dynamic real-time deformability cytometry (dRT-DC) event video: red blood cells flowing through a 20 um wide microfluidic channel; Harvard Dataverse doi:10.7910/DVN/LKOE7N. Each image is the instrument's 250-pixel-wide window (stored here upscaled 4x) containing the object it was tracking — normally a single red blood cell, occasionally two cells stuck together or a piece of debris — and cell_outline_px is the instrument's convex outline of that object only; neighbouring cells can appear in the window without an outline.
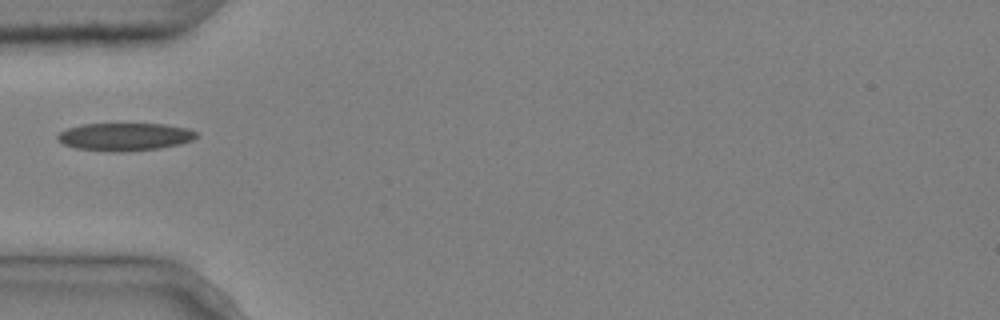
{"species": "common noctule bat (a hibernating species)", "species_latin": "Nyctalus noctula", "temperature_condition": "cold", "stored_images_in_passage": 1, "camera_frame_rate_fps": 3000, "um_per_image_px": 0.085, "animal": {"sex": "male", "body_mass_g": 20.4}, "frame": {"image": 1, "passage_image": 1, "time_ms": 0.0, "image_size_px": [1000, 320], "cell_outline_px": [[200, 136], [192, 140], [180, 144], [160, 148], [120, 152], [112, 152], [76, 148], [64, 144], [56, 140], [56, 136], [60, 132], [68, 128], [80, 124], [164, 124], [188, 128], [196, 132]], "centroid_in_image_um": [10.61, 11.62], "position_along_channel_um": 74.4, "area_um2": 22.6}}